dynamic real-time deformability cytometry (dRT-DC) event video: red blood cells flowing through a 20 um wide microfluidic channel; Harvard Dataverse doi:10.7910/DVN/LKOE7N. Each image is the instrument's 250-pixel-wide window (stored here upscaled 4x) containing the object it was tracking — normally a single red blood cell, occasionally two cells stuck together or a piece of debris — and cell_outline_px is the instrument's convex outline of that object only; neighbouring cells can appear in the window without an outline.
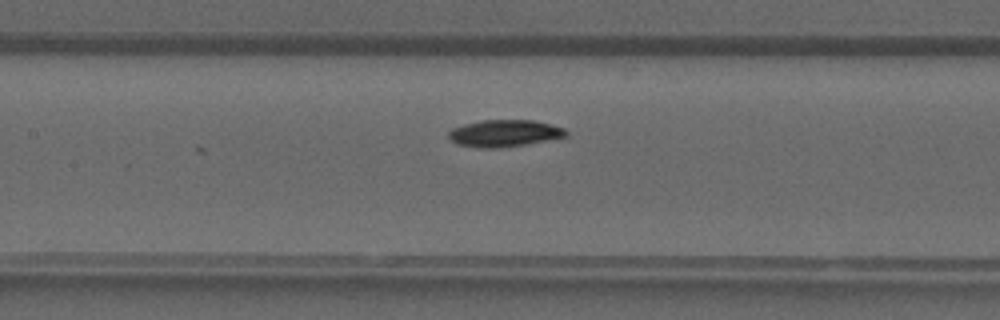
{"species": "common noctule bat (a hibernating species)", "species_latin": "Nyctalus noctula", "temperature_condition": "warm", "stored_images_in_passage": 38, "camera_frame_rate_fps": 3000, "um_per_image_px": 0.085, "animal": {"sex": "male", "forearm_length_mm": 52.5}, "frame": {"image": 1, "passage_image": 17, "time_ms": 5.333, "image_size_px": [1000, 320], "cell_outline_px": [[568, 136], [524, 144], [500, 148], [480, 148], [456, 144], [448, 136], [448, 132], [452, 128], [464, 124], [480, 120], [532, 120], [552, 124], [564, 128], [568, 132]], "centroid_in_image_um": [42.86, 11.32], "position_along_channel_um": 164.5, "area_um2": 18.44}}
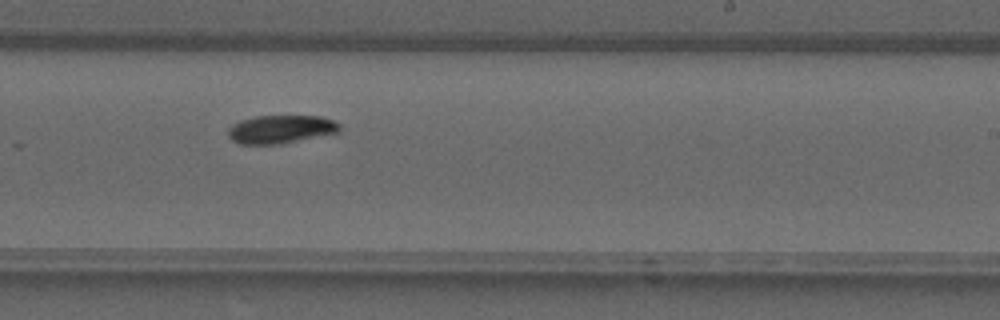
{"frame": {"image": 2, "passage_image": 23, "time_ms": 7.333, "image_size_px": [1000, 320], "cell_outline_px": [[340, 132], [280, 144], [240, 144], [232, 140], [228, 136], [228, 128], [232, 124], [240, 120], [256, 116], [320, 116], [332, 120], [340, 124]], "centroid_in_image_um": [23.85, 10.98], "position_along_channel_um": 265.2, "area_um2": 18.38}}
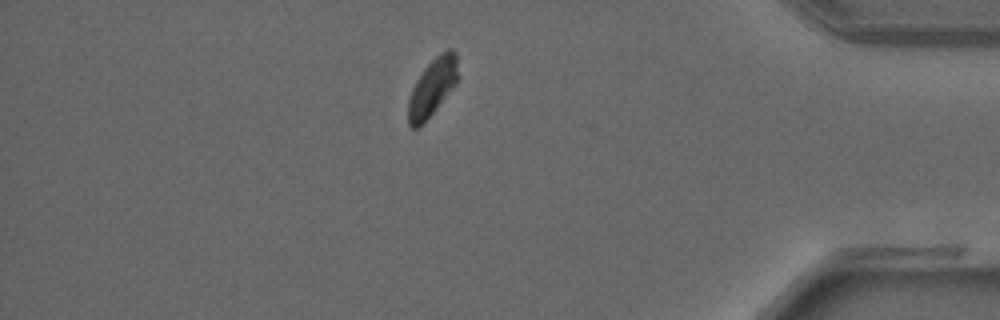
{"frame": {"image": 3, "passage_image": 33, "time_ms": 10.667, "image_size_px": [1000, 320], "cell_outline_px": [[460, 76], [456, 84], [424, 124], [420, 128], [412, 128], [408, 124], [408, 100], [412, 88], [416, 80], [424, 68], [440, 52], [448, 48], [456, 52]], "centroid_in_image_um": [36.77, 7.42], "position_along_channel_um": 398.4, "area_um2": 17.05}}